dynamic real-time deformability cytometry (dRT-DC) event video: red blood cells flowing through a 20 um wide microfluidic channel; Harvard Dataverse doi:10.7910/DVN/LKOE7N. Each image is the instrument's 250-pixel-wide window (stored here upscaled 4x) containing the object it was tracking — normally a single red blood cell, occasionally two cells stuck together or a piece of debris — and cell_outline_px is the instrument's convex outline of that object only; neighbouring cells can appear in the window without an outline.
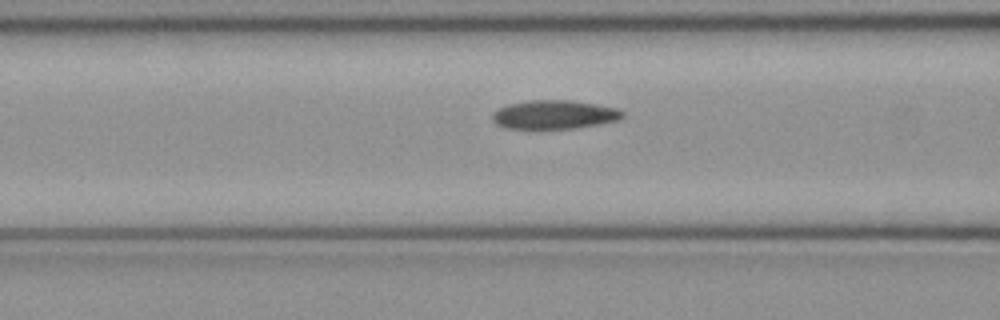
{"species": "common noctule bat (a hibernating species)", "species_latin": "Nyctalus noctula", "temperature_condition": "cold", "stored_images_in_passage": 51, "camera_frame_rate_fps": 3000, "um_per_image_px": 0.085, "animal": {"sex": "female", "body_mass_g": 21.9}, "frame": {"image": 1, "passage_image": 20, "time_ms": 6.333, "image_size_px": [1000, 320], "cell_outline_px": [[624, 116], [620, 120], [600, 124], [576, 128], [536, 132], [504, 128], [496, 124], [492, 120], [492, 112], [508, 104], [532, 100], [572, 100], [596, 104], [616, 108], [624, 112]], "centroid_in_image_um": [47.07, 9.8], "position_along_channel_um": 119.5, "area_um2": 22.89}}
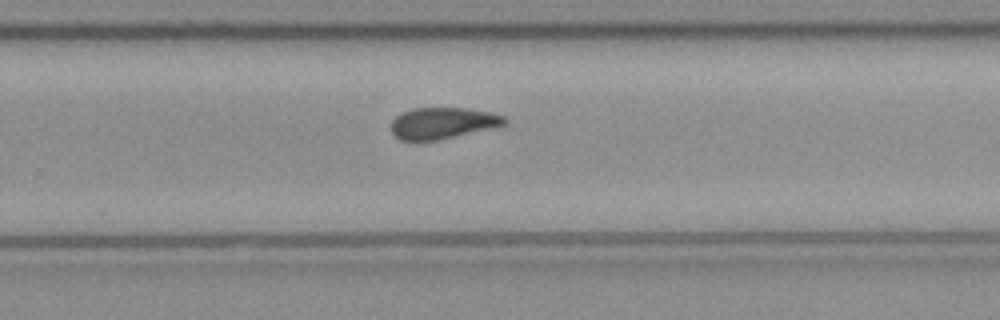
{"frame": {"image": 2, "passage_image": 33, "time_ms": 10.667, "image_size_px": [1000, 320], "cell_outline_px": [[508, 124], [436, 140], [416, 144], [400, 140], [392, 132], [392, 120], [400, 112], [412, 108], [468, 108], [488, 112], [504, 116], [508, 120]], "centroid_in_image_um": [37.56, 10.48], "position_along_channel_um": 292.2, "area_um2": 21.04}}
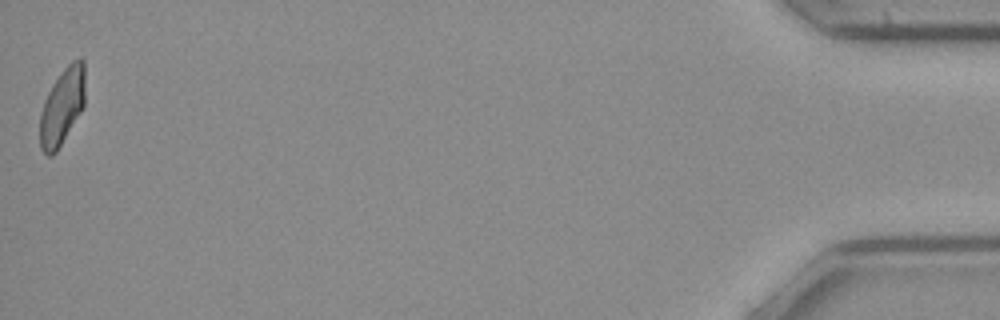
{"frame": {"image": 3, "passage_image": 51, "time_ms": 16.667, "image_size_px": [1000, 320], "cell_outline_px": [[84, 108], [56, 152], [52, 156], [48, 156], [40, 148], [40, 112], [44, 100], [52, 84], [64, 68], [72, 60], [80, 56], [84, 60]], "centroid_in_image_um": [5.29, 9.04], "position_along_channel_um": 429.9, "area_um2": 20.35}, "authors_computed_cell_mechanics": {"area_um2": 21.2704, "velocity_mm_per_s": 3.9885, "shape_relaxation_time_tau1_ms": 7.7621, "shape_relaxation_time_tau2_ms": 6.3325, "deformation_change_tau1": 0.1646, "deformation_change_tau2": 0.1227}}